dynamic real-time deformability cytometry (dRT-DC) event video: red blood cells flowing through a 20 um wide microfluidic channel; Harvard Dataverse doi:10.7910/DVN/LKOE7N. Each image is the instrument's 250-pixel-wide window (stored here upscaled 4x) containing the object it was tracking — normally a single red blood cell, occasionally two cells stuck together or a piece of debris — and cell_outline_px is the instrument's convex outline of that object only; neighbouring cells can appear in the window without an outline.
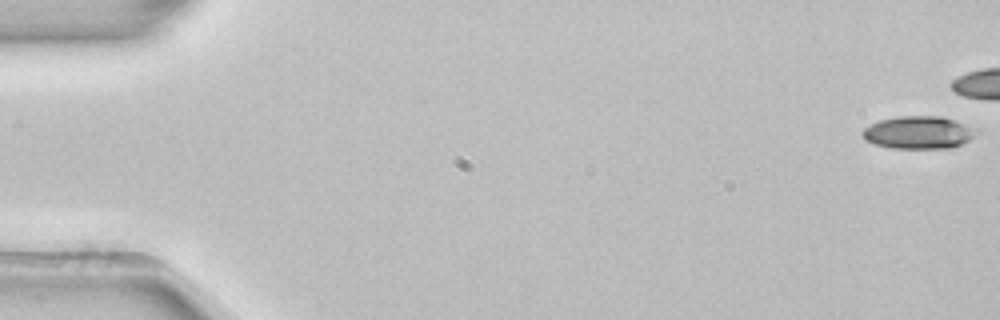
{"species": "common noctule bat (a hibernating species)", "species_latin": "Nyctalus noctula", "temperature_condition": "room temperature", "stored_images_in_passage": 43, "camera_frame_rate_fps": 3000, "um_per_image_px": 0.085, "animal": {"sex": "female", "body_mass_g": 22.7, "forearm_length_mm": 54.2}, "frame": {"image": 1, "passage_image": 1, "time_ms": 0.0, "image_size_px": [1000, 320], "cell_outline_px": [[972, 136], [968, 140], [952, 148], [888, 148], [872, 144], [864, 140], [860, 132], [864, 128], [880, 120], [900, 116], [940, 116], [964, 124], [968, 128]], "centroid_in_image_um": [77.91, 11.28], "position_along_channel_um": 7.1, "area_um2": 21.15}}
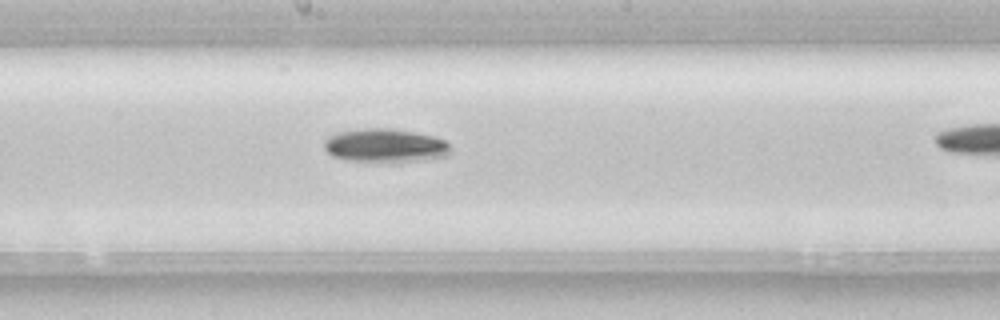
{"frame": {"image": 2, "passage_image": 29, "time_ms": 9.333, "image_size_px": [1000, 320], "cell_outline_px": [[452, 152], [448, 156], [428, 160], [388, 164], [380, 164], [344, 160], [332, 156], [324, 148], [324, 140], [328, 136], [336, 132], [364, 128], [384, 128], [412, 132], [436, 136], [444, 140], [452, 148]], "centroid_in_image_um": [32.75, 12.42], "position_along_channel_um": 215.4, "area_um2": 25.84}}
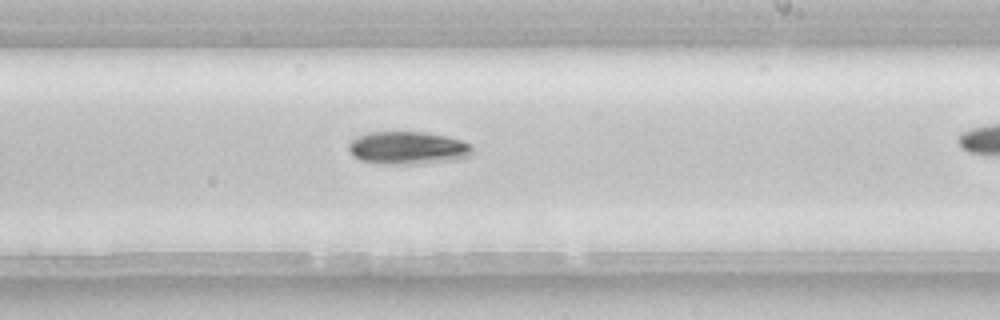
{"frame": {"image": 3, "passage_image": 32, "time_ms": 10.333, "image_size_px": [1000, 320], "cell_outline_px": [[472, 156], [460, 160], [424, 164], [376, 164], [360, 160], [352, 156], [348, 148], [348, 144], [356, 136], [368, 132], [424, 132], [464, 140], [472, 148]], "centroid_in_image_um": [34.67, 12.6], "position_along_channel_um": 254.3, "area_um2": 24.22}}